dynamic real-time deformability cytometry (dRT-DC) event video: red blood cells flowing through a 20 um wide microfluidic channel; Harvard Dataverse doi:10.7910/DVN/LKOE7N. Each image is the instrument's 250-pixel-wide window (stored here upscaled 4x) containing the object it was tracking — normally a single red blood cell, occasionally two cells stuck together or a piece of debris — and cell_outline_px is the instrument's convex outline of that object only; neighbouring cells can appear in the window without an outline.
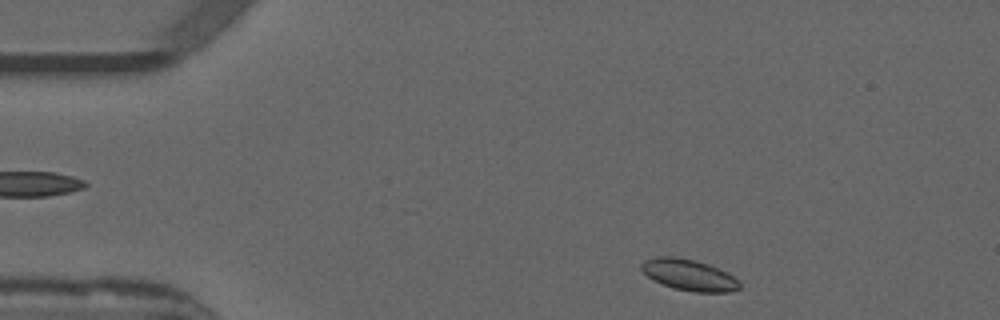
{"species": "common noctule bat (a hibernating species)", "species_latin": "Nyctalus noctula", "temperature_condition": "warm", "stored_images_in_passage": 35, "camera_frame_rate_fps": 3000, "um_per_image_px": 0.085, "animal": {"sex": "male", "forearm_length_mm": 52.5}, "frame": {"image": 1, "passage_image": 2, "time_ms": 0.333, "image_size_px": [1000, 320], "cell_outline_px": [[740, 288], [728, 292], [696, 292], [672, 288], [652, 280], [640, 268], [640, 264], [644, 260], [656, 256], [676, 256], [708, 264], [728, 272], [740, 284]], "centroid_in_image_um": [58.52, 23.36], "position_along_channel_um": 26.5, "area_um2": 17.86}}
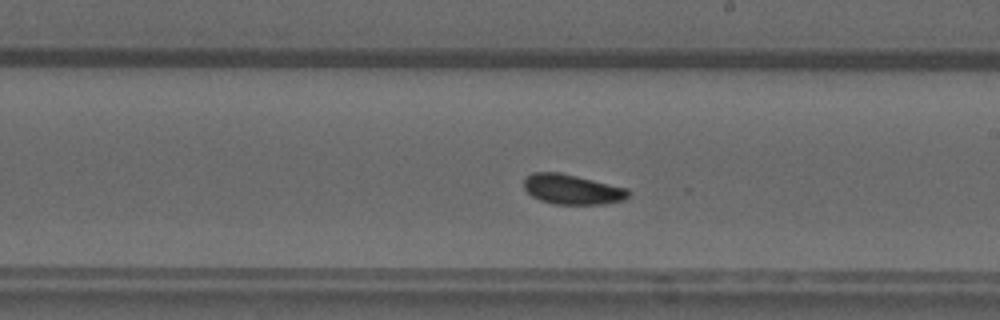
{"frame": {"image": 2, "passage_image": 24, "time_ms": 7.667, "image_size_px": [1000, 320], "cell_outline_px": [[632, 192], [624, 200], [604, 204], [556, 204], [540, 200], [532, 196], [524, 188], [524, 180], [532, 172], [560, 172], [628, 188]], "centroid_in_image_um": [48.66, 16.09], "position_along_channel_um": 240.3, "area_um2": 18.26}}
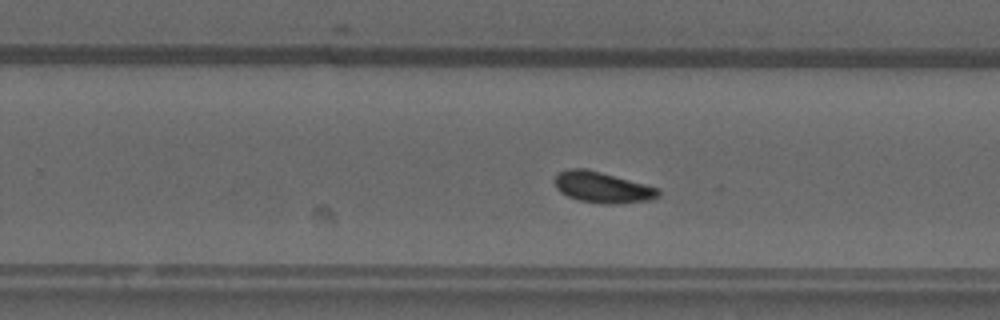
{"frame": {"image": 3, "passage_image": 27, "time_ms": 8.667, "image_size_px": [1000, 320], "cell_outline_px": [[660, 196], [652, 200], [616, 204], [600, 204], [580, 200], [568, 196], [560, 192], [556, 188], [556, 176], [560, 172], [572, 168], [588, 168], [660, 188]], "centroid_in_image_um": [51.26, 15.93], "position_along_channel_um": 278.5, "area_um2": 18.84}, "authors_computed_cell_mechanics": {"area_um2": 17.8602, "velocity_mm_per_s": 3.8322, "shape_relaxation_time_tau1_ms": 4.0627, "shape_relaxation_time_tau2_ms": 2.6915, "deformation_change_tau1": 0.0977, "deformation_change_tau2": 0.0719}}